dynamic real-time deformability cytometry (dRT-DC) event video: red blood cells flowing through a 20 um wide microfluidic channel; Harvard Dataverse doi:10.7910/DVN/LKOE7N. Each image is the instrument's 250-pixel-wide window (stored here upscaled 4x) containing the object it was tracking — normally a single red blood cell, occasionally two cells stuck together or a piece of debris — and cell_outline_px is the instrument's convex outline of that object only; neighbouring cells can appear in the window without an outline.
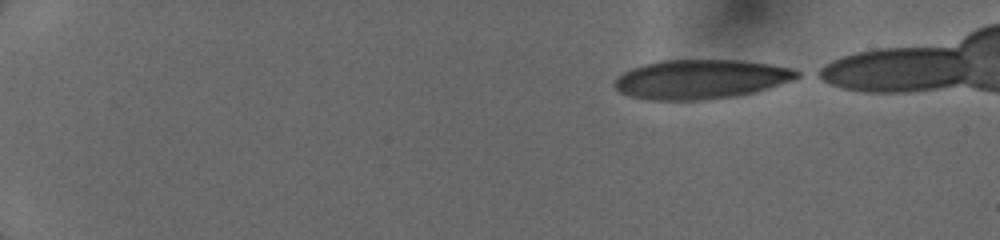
{"species": "human", "species_latin": "Homo sapiens", "temperature_condition": "cold", "stored_images_in_passage": 9, "camera_frame_rate_fps": 3000, "um_per_image_px": 0.085, "donor": {"sex": "female"}, "frame": {"image": 1, "passage_image": 1, "time_ms": 0.0, "image_size_px": [1000, 240], "cell_outline_px": [[800, 76], [792, 80], [768, 88], [752, 92], [732, 96], [696, 100], [648, 100], [632, 96], [620, 92], [612, 84], [624, 72], [632, 68], [644, 64], [660, 60], [740, 60], [772, 64], [792, 68], [800, 72]], "centroid_in_image_um": [59.57, 6.72], "position_along_channel_um": 25.4, "area_um2": 41.5}}
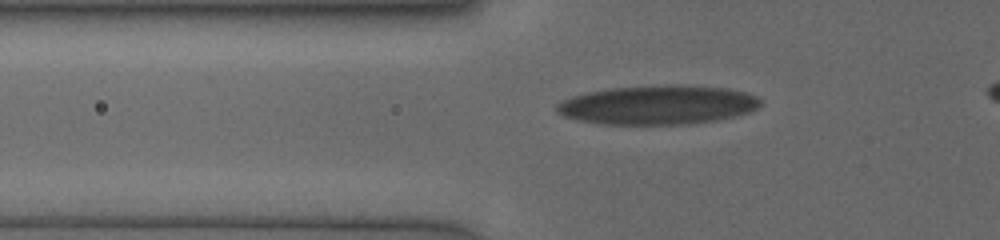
{"frame": {"image": 2, "passage_image": 8, "time_ms": 4.0, "image_size_px": [1000, 240], "cell_outline_px": [[760, 104], [756, 108], [748, 112], [736, 116], [716, 120], [692, 124], [600, 124], [580, 120], [564, 116], [556, 112], [556, 104], [572, 96], [588, 92], [612, 88], [728, 88], [744, 92], [756, 96], [760, 100]], "centroid_in_image_um": [55.87, 8.98], "position_along_channel_um": 69.9, "area_um2": 44.62}}